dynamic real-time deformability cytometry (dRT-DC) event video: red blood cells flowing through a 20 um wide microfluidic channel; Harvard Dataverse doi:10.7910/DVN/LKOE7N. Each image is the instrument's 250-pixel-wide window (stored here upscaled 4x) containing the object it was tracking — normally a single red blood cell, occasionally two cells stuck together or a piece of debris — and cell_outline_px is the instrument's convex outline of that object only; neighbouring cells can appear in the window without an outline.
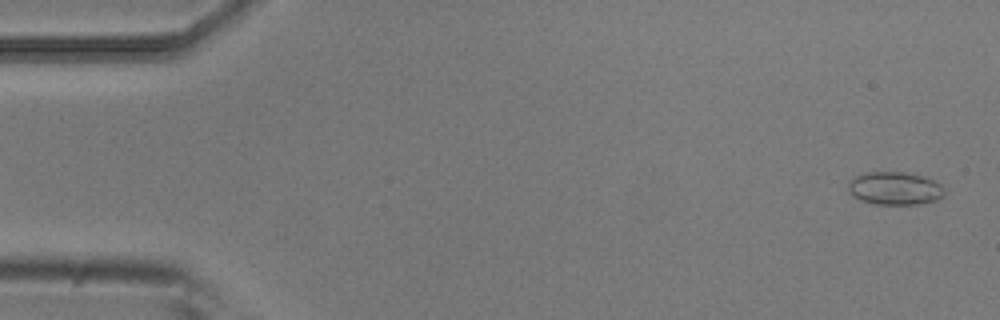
{"species": "common noctule bat (a hibernating species)", "species_latin": "Nyctalus noctula", "temperature_condition": "room temperature", "stored_images_in_passage": 4, "camera_frame_rate_fps": 3000, "um_per_image_px": 0.085, "animal": {"sex": "male", "body_mass_g": 20.5, "forearm_length_mm": 52.5}, "frame": {"image": 1, "passage_image": 1, "time_ms": 0.0, "image_size_px": [1000, 320], "cell_outline_px": [[944, 196], [936, 200], [920, 204], [872, 204], [860, 200], [852, 196], [848, 192], [848, 184], [856, 176], [868, 172], [904, 172], [924, 176], [940, 184], [944, 188]], "centroid_in_image_um": [76.05, 16.02], "position_along_channel_um": 8.9, "area_um2": 18.55}}